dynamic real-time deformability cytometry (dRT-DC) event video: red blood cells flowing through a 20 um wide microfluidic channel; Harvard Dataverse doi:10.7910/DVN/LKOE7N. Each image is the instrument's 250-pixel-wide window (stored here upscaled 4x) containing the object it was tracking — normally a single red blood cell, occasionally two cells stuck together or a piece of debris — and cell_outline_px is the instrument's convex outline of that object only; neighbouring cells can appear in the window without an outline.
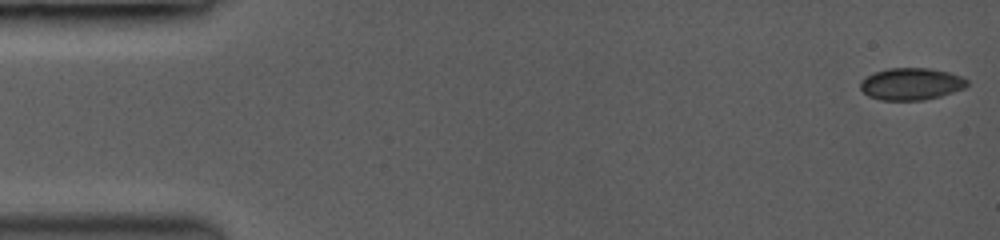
{"species": "common noctule bat (a hibernating species)", "species_latin": "Nyctalus noctula", "temperature_condition": "room temperature", "stored_images_in_passage": 15, "camera_frame_rate_fps": 3500, "um_per_image_px": 0.085, "animal": {"sex": "female", "body_mass_g": 19.0, "forearm_length_mm": 53.3}, "frame": {"image": 1, "passage_image": 1, "time_ms": 0.0, "image_size_px": [1000, 240], "cell_outline_px": [[968, 84], [964, 88], [940, 96], [924, 100], [880, 100], [868, 96], [860, 88], [860, 80], [864, 76], [888, 68], [932, 68], [964, 76], [968, 80]], "centroid_in_image_um": [77.45, 7.13], "position_along_channel_um": 7.6, "area_um2": 20.11}}
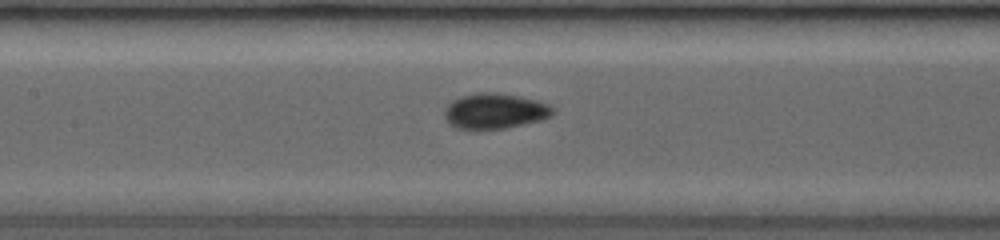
{"frame": {"image": 2, "passage_image": 10, "time_ms": 2.571, "image_size_px": [1000, 240], "cell_outline_px": [[552, 112], [548, 116], [540, 120], [504, 128], [476, 132], [456, 128], [444, 116], [444, 112], [456, 100], [464, 96], [492, 92], [516, 96], [532, 100], [544, 104], [552, 108]], "centroid_in_image_um": [42.01, 9.5], "position_along_channel_um": 165.4, "area_um2": 21.56}}
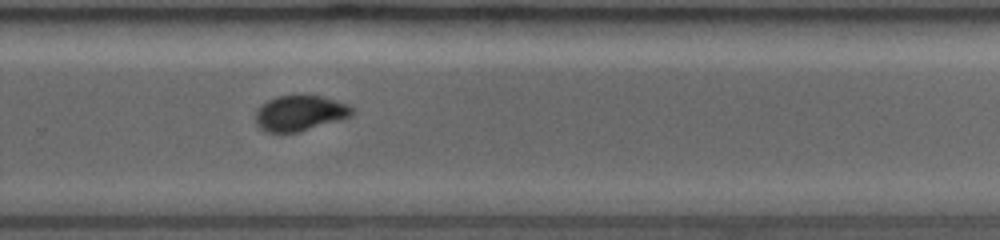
{"frame": {"image": 3, "passage_image": 15, "time_ms": 4.0, "image_size_px": [1000, 240], "cell_outline_px": [[356, 112], [352, 116], [340, 120], [300, 132], [264, 132], [256, 124], [256, 112], [268, 100], [280, 96], [320, 96], [348, 104], [356, 108]], "centroid_in_image_um": [25.55, 9.64], "position_along_channel_um": 304.2, "area_um2": 19.88}}